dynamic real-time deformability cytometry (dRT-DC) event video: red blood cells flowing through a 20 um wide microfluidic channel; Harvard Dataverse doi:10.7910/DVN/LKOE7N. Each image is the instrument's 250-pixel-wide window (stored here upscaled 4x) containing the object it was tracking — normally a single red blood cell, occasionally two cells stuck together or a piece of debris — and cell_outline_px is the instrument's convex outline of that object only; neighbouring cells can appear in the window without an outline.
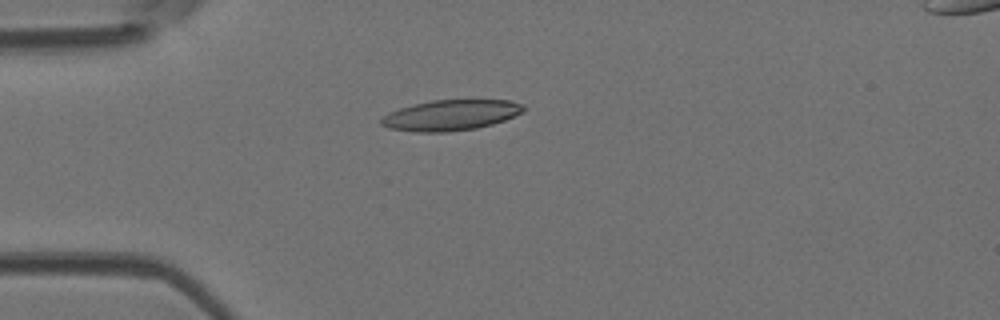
{"species": "Egyptian fruit bat (a non-hibernating species)", "species_latin": "Rousettus aegyptiacus", "temperature_condition": "room temperature", "stored_images_in_passage": 3, "camera_frame_rate_fps": 3000, "um_per_image_px": 0.085, "animal": {"sex": "female"}, "frame": {"image": 1, "passage_image": 3, "time_ms": 0.667, "image_size_px": [1000, 320], "cell_outline_px": [[524, 112], [504, 120], [492, 124], [476, 128], [448, 132], [416, 132], [388, 128], [380, 124], [380, 120], [388, 112], [400, 108], [432, 100], [508, 100], [524, 104]], "centroid_in_image_um": [38.31, 9.79], "position_along_channel_um": 46.7, "area_um2": 25.32}}